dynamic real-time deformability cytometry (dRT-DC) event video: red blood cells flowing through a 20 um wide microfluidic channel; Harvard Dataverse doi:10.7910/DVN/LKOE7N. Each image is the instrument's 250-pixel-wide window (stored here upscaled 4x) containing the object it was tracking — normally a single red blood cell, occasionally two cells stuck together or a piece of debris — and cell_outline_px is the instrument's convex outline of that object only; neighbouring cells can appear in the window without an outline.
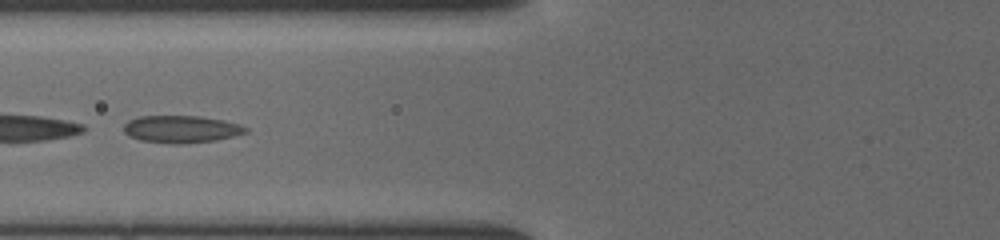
{"species": "common noctule bat (a hibernating species)", "species_latin": "Nyctalus noctula", "temperature_condition": "cold", "stored_images_in_passage": 36, "camera_frame_rate_fps": 3000, "um_per_image_px": 0.085, "animal": {"sex": "female", "body_mass_g": 19.5, "forearm_length_mm": 54.1}, "frame": {"image": 1, "passage_image": 11, "time_ms": 3.333, "image_size_px": [1000, 240], "cell_outline_px": [[248, 132], [216, 140], [180, 144], [168, 144], [140, 140], [128, 136], [124, 132], [124, 124], [128, 120], [140, 116], [196, 116], [224, 120], [240, 124], [248, 128]], "centroid_in_image_um": [15.38, 10.98], "position_along_channel_um": 110.4, "area_um2": 19.48}}
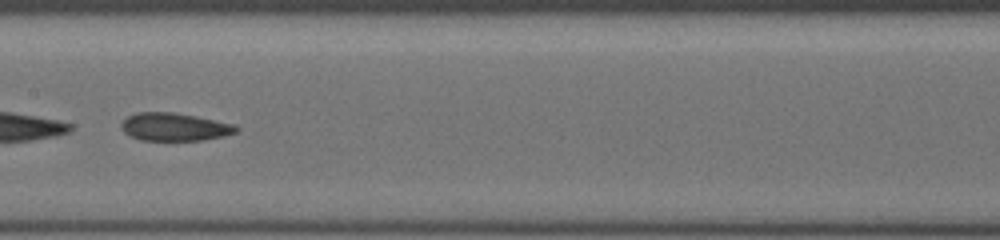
{"frame": {"image": 2, "passage_image": 17, "time_ms": 5.333, "image_size_px": [1000, 240], "cell_outline_px": [[240, 128], [236, 132], [224, 136], [204, 140], [140, 140], [128, 136], [120, 128], [120, 124], [128, 116], [136, 112], [172, 112], [196, 116], [236, 124]], "centroid_in_image_um": [14.83, 10.79], "position_along_channel_um": 192.6, "area_um2": 18.9}}
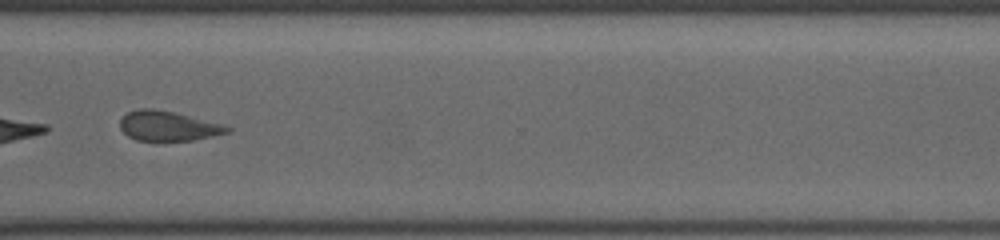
{"frame": {"image": 3, "passage_image": 29, "time_ms": 9.333, "image_size_px": [1000, 240], "cell_outline_px": [[232, 128], [228, 132], [212, 136], [192, 140], [136, 140], [128, 136], [120, 128], [120, 120], [128, 112], [140, 108], [152, 108], [172, 112], [224, 124]], "centroid_in_image_um": [14.28, 10.7], "position_along_channel_um": 356.3, "area_um2": 18.32}}